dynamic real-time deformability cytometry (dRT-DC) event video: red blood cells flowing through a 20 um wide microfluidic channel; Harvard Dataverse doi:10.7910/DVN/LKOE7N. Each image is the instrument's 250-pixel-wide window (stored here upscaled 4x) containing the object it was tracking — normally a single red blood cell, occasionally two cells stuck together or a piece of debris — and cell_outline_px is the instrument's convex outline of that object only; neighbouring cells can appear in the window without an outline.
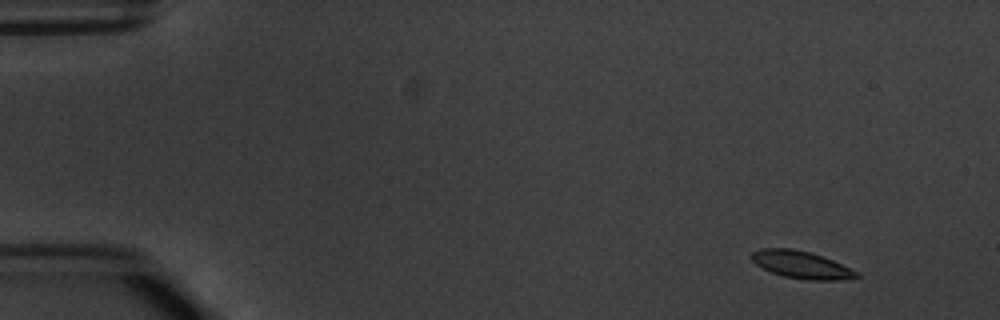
{"species": "common noctule bat (a hibernating species)", "species_latin": "Nyctalus noctula", "temperature_condition": "warm", "stored_images_in_passage": 5, "camera_frame_rate_fps": 3000, "um_per_image_px": 0.085, "animal": {"sex": "male", "body_mass_g": 20.1, "forearm_length_mm": 53.5}, "frame": {"image": 1, "passage_image": 1, "time_ms": 0.0, "image_size_px": [1000, 320], "cell_outline_px": [[860, 276], [844, 280], [808, 280], [784, 276], [772, 272], [756, 264], [752, 260], [752, 252], [760, 248], [792, 248], [808, 252], [832, 260], [860, 272]], "centroid_in_image_um": [68.14, 22.51], "position_along_channel_um": 16.9, "area_um2": 16.59}}
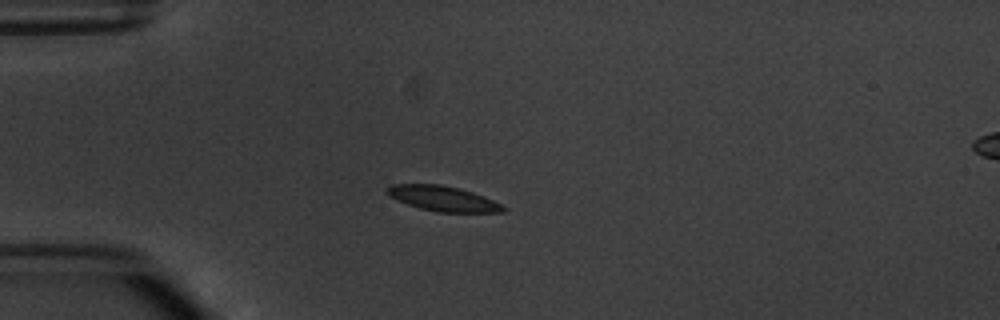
{"frame": {"image": 2, "passage_image": 4, "time_ms": 3.333, "image_size_px": [1000, 320], "cell_outline_px": [[508, 208], [504, 212], [436, 212], [420, 208], [396, 200], [388, 196], [384, 192], [384, 188], [392, 184], [440, 184], [460, 188], [484, 196]], "centroid_in_image_um": [37.6, 16.87], "position_along_channel_um": 47.4, "area_um2": 17.17}}